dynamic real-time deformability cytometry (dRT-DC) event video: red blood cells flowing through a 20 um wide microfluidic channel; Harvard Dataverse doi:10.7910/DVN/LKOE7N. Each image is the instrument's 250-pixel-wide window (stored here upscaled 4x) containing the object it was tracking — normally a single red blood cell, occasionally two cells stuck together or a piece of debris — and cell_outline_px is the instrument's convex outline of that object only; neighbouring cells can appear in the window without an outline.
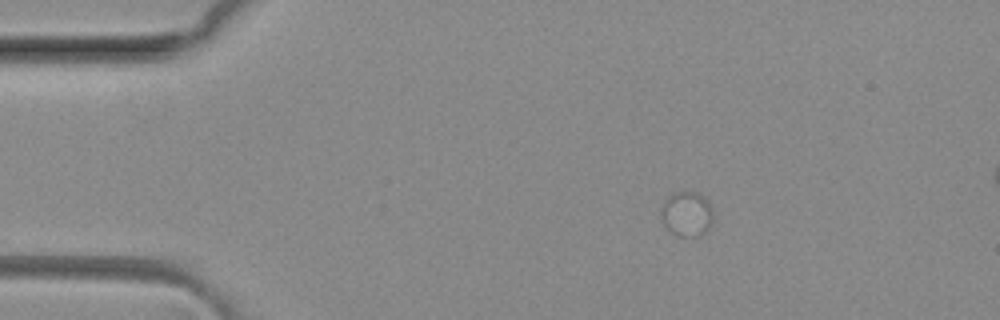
{"species": "common noctule bat (a hibernating species)", "species_latin": "Nyctalus noctula", "temperature_condition": "room temperature", "stored_images_in_passage": 3, "camera_frame_rate_fps": 3000, "um_per_image_px": 0.085, "animal": {"sex": "female", "body_mass_g": 29.2, "forearm_length_mm": 56.3}, "frame": {"image": 1, "passage_image": 1, "time_ms": 0.0, "image_size_px": [1000, 320], "cell_outline_px": [[712, 224], [704, 232], [696, 236], [676, 236], [664, 224], [660, 212], [660, 208], [668, 196], [676, 192], [696, 192], [704, 196], [708, 200], [712, 212]], "centroid_in_image_um": [58.37, 18.17], "position_along_channel_um": 26.6, "area_um2": 13.53}}